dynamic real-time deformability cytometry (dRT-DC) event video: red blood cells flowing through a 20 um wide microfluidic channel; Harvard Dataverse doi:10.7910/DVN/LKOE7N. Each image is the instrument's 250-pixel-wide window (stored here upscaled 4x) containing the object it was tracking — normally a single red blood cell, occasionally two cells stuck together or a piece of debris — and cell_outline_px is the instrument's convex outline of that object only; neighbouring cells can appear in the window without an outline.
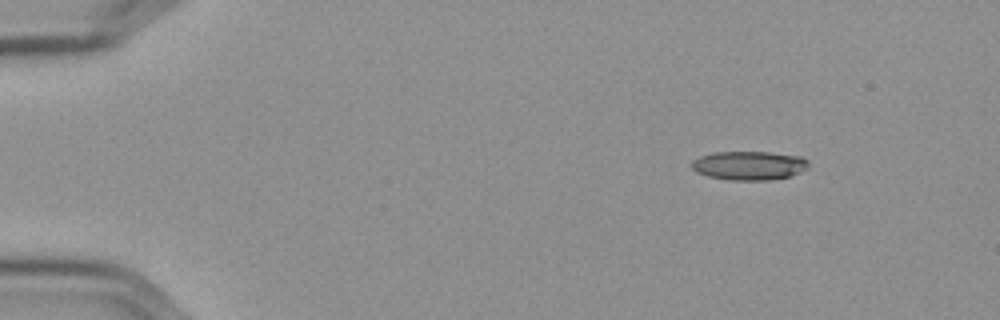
{"species": "Egyptian fruit bat (a non-hibernating species)", "species_latin": "Rousettus aegyptiacus", "temperature_condition": "cold", "stored_images_in_passage": 50, "camera_frame_rate_fps": 3000, "um_per_image_px": 0.085, "frame": {"image": 1, "passage_image": 1, "time_ms": 0.0, "image_size_px": [1000, 320], "cell_outline_px": [[808, 168], [800, 172], [788, 176], [768, 180], [732, 180], [708, 176], [696, 172], [692, 168], [692, 160], [700, 156], [712, 152], [772, 152], [800, 156], [808, 160]], "centroid_in_image_um": [63.67, 14.06], "position_along_channel_um": 21.3, "area_um2": 19.65}}
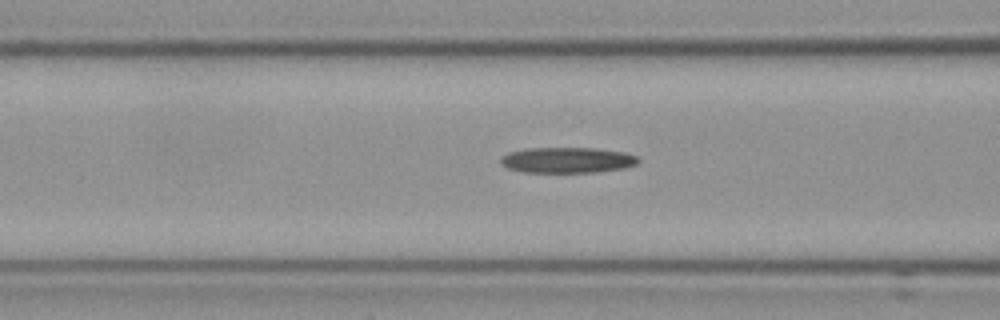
{"frame": {"image": 2, "passage_image": 17, "time_ms": 5.333, "image_size_px": [1000, 320], "cell_outline_px": [[640, 160], [636, 164], [624, 168], [596, 172], [524, 172], [508, 168], [500, 164], [500, 156], [508, 152], [524, 148], [596, 148], [624, 152], [640, 156]], "centroid_in_image_um": [48.21, 13.6], "position_along_channel_um": 118.4, "area_um2": 20.81}}
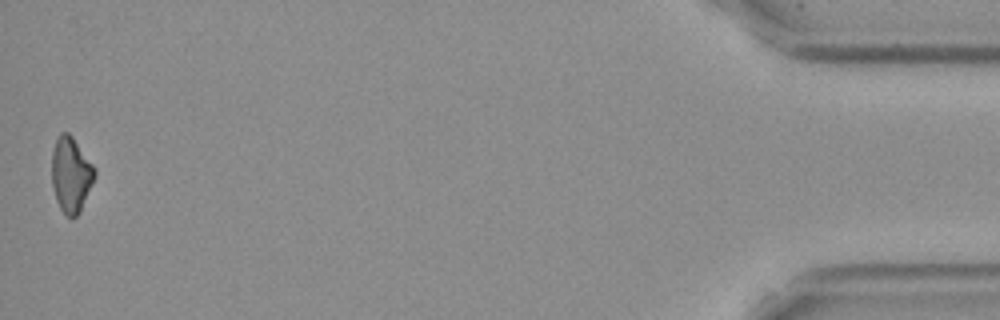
{"frame": {"image": 3, "passage_image": 50, "time_ms": 16.333, "image_size_px": [1000, 320], "cell_outline_px": [[96, 176], [80, 212], [76, 216], [68, 216], [60, 208], [56, 200], [52, 184], [52, 152], [56, 140], [60, 132], [68, 132], [72, 136], [96, 168]], "centroid_in_image_um": [6.04, 14.82], "position_along_channel_um": 429.2, "area_um2": 18.79}, "authors_computed_cell_mechanics": {"area_um2": 20.1433, "velocity_mm_per_s": 3.6102, "shape_relaxation_time_tau1_ms": 9.1482, "shape_relaxation_time_tau2_ms": 7.7331, "deformation_change_tau1": 0.1795, "deformation_change_tau2": 0.2125}}